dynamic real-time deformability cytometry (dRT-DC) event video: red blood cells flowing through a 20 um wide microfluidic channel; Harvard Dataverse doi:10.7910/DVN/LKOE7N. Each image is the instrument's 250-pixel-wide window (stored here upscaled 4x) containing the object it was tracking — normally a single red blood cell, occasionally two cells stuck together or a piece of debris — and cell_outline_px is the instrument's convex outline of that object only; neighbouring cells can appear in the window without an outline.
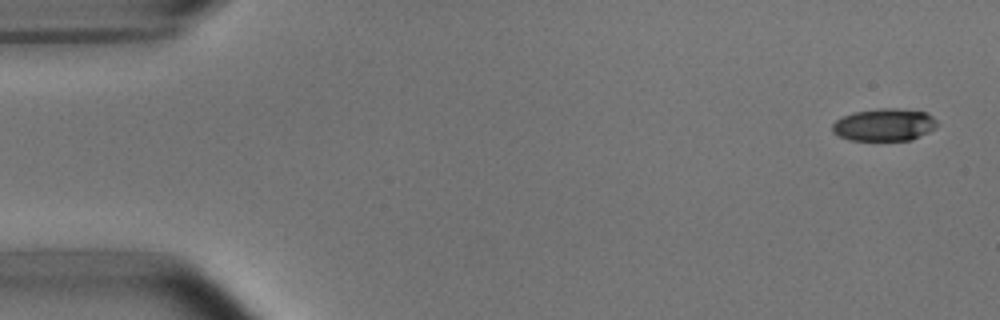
{"species": "common noctule bat (a hibernating species)", "species_latin": "Nyctalus noctula", "temperature_condition": "room temperature", "stored_images_in_passage": 8, "camera_frame_rate_fps": 3000, "um_per_image_px": 0.085, "animal": {"sex": "male", "body_mass_g": 15.6}, "frame": {"image": 1, "passage_image": 1, "time_ms": 0.0, "image_size_px": [1000, 320], "cell_outline_px": [[940, 124], [936, 128], [912, 140], [848, 140], [832, 132], [832, 124], [836, 120], [844, 116], [856, 112], [880, 108], [896, 108], [928, 112]], "centroid_in_image_um": [75.2, 10.61], "position_along_channel_um": 9.8, "area_um2": 19.88}}